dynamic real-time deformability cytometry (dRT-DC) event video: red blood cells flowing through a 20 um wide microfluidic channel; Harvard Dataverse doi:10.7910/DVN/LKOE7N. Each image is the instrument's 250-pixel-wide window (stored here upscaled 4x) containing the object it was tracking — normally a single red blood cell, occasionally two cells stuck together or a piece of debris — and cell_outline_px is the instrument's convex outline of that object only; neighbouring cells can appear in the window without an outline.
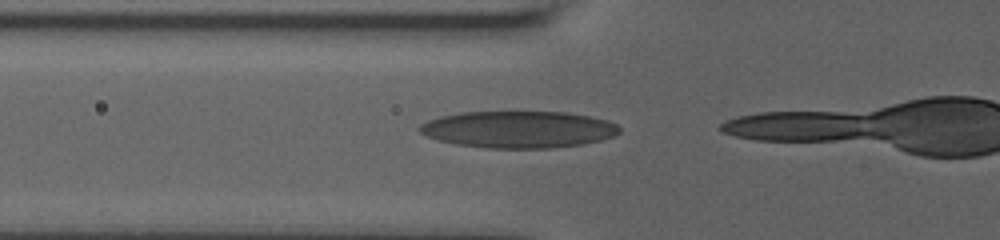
{"species": "human", "species_latin": "Homo sapiens", "temperature_condition": "room temperature", "stored_images_in_passage": 17, "camera_frame_rate_fps": 3000, "um_per_image_px": 0.085, "donor": {"sex": "male"}, "frame": {"image": 1, "passage_image": 7, "time_ms": 1.0, "image_size_px": [1000, 240], "cell_outline_px": [[620, 132], [612, 136], [600, 140], [584, 144], [548, 148], [488, 148], [456, 144], [440, 140], [428, 136], [420, 132], [416, 128], [420, 124], [428, 120], [440, 116], [460, 112], [568, 112], [608, 120], [616, 124], [620, 128]], "centroid_in_image_um": [44.06, 11.0], "position_along_channel_um": 81.7, "area_um2": 42.89}}
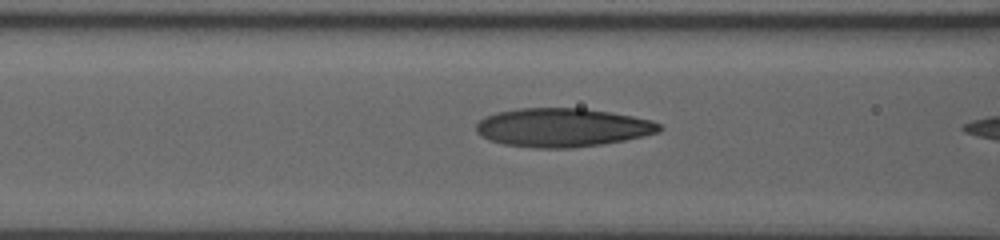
{"frame": {"image": 2, "passage_image": 13, "time_ms": 2.0, "image_size_px": [1000, 240], "cell_outline_px": [[660, 132], [644, 136], [624, 140], [600, 144], [572, 148], [536, 148], [504, 144], [488, 140], [476, 132], [476, 124], [484, 116], [496, 112], [520, 108], [584, 108], [632, 116], [652, 120], [660, 124]], "centroid_in_image_um": [47.77, 10.84], "position_along_channel_um": 118.8, "area_um2": 41.27}}